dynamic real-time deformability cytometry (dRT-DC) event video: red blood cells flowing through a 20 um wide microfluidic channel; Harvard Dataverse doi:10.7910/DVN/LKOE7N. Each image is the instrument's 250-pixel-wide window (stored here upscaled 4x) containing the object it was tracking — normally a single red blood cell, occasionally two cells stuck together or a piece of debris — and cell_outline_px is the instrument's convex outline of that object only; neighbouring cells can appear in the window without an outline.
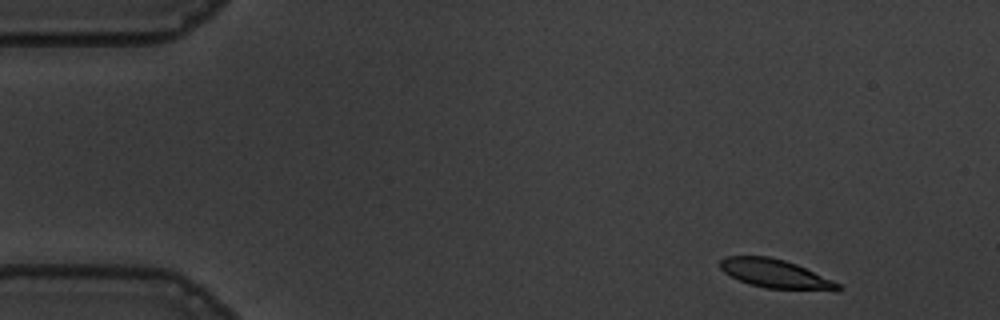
{"species": "common noctule bat (a hibernating species)", "species_latin": "Nyctalus noctula", "temperature_condition": "warm", "stored_images_in_passage": 51, "camera_frame_rate_fps": 3000, "um_per_image_px": 0.085, "animal": {"sex": "male", "body_mass_g": 19.5, "forearm_length_mm": 54.6}, "frame": {"image": 1, "passage_image": 1, "time_ms": 0.0, "image_size_px": [1000, 320], "cell_outline_px": [[844, 288], [840, 292], [836, 292], [764, 288], [748, 284], [724, 272], [720, 268], [720, 260], [724, 256], [768, 256], [784, 260], [796, 264], [832, 280], [840, 284]], "centroid_in_image_um": [65.98, 23.3], "position_along_channel_um": 19.0, "area_um2": 20.06}}
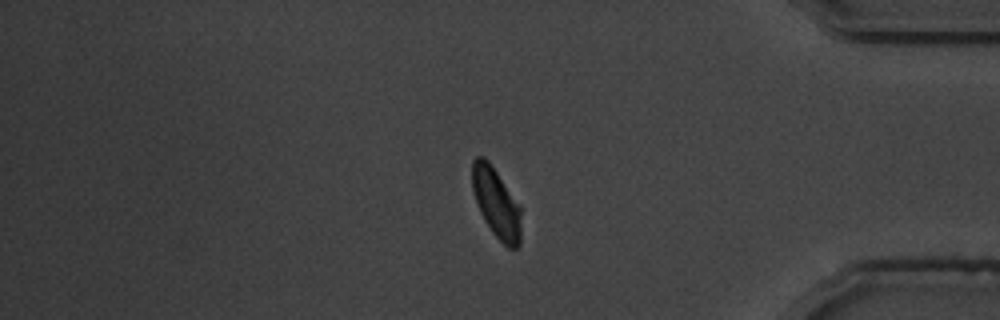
{"frame": {"image": 2, "passage_image": 42, "time_ms": 13.667, "image_size_px": [1000, 320], "cell_outline_px": [[520, 244], [516, 248], [508, 248], [492, 232], [484, 220], [480, 212], [472, 192], [472, 160], [476, 156], [484, 156], [488, 160], [520, 204]], "centroid_in_image_um": [42.17, 17.22], "position_along_channel_um": 393.0, "area_um2": 19.94}}
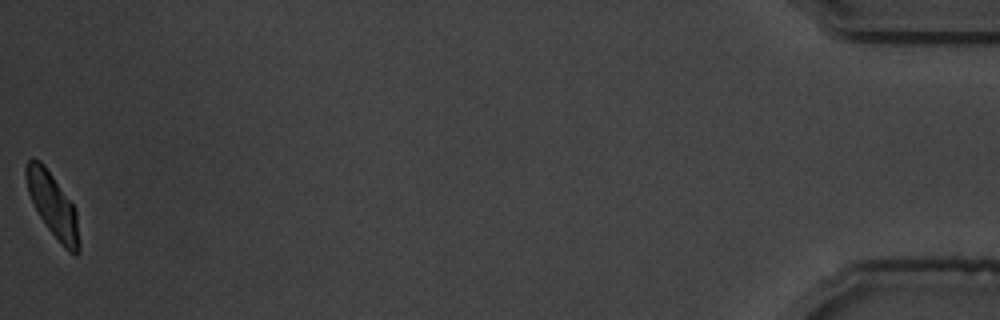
{"frame": {"image": 3, "passage_image": 51, "time_ms": 16.667, "image_size_px": [1000, 320], "cell_outline_px": [[80, 252], [76, 256], [68, 252], [64, 248], [48, 228], [40, 216], [28, 192], [24, 176], [24, 168], [28, 160], [32, 156], [40, 160], [44, 164], [76, 208], [80, 244]], "centroid_in_image_um": [4.49, 17.43], "position_along_channel_um": 430.7, "area_um2": 19.94}, "authors_computed_cell_mechanics": {"area_um2": 21.097, "velocity_mm_per_s": 3.611, "shape_relaxation_time_tau1_ms": 2.512, "shape_relaxation_time_tau2_ms": 1.1947, "deformation_change_tau1": 0.1391, "deformation_change_tau2": 0.0561}}